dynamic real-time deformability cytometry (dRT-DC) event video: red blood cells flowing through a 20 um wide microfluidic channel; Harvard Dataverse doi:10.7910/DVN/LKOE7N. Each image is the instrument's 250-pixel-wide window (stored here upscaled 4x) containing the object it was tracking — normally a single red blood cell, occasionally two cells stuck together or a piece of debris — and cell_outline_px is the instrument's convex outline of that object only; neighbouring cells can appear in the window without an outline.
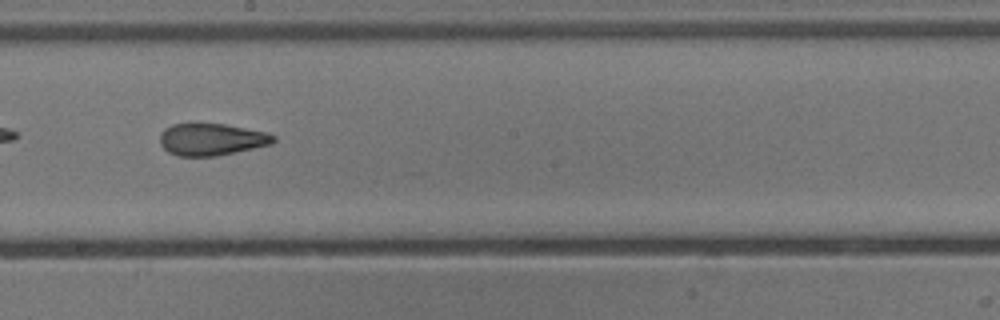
{"species": "common noctule bat (a hibernating species)", "species_latin": "Nyctalus noctula", "temperature_condition": "cold", "stored_images_in_passage": 32, "camera_frame_rate_fps": 3000, "um_per_image_px": 0.085, "animal": {"sex": "male", "body_mass_g": 13.3}, "frame": {"image": 1, "passage_image": 14, "time_ms": 4.333, "image_size_px": [1000, 320], "cell_outline_px": [[276, 140], [272, 144], [216, 156], [180, 156], [168, 152], [160, 144], [160, 132], [164, 128], [172, 124], [224, 124], [268, 132], [276, 136]], "centroid_in_image_um": [17.99, 11.85], "position_along_channel_um": 230.2, "area_um2": 21.21}, "authors_computed_cell_mechanics": {"area_um2": 21.8484, "velocity_mm_per_s": 3.858, "shape_relaxation_time_tau1_ms": 6.375, "shape_relaxation_time_tau2_ms": 2.1542, "deformation_change_tau1": 0.1561, "deformation_change_tau2": 0.1005}}